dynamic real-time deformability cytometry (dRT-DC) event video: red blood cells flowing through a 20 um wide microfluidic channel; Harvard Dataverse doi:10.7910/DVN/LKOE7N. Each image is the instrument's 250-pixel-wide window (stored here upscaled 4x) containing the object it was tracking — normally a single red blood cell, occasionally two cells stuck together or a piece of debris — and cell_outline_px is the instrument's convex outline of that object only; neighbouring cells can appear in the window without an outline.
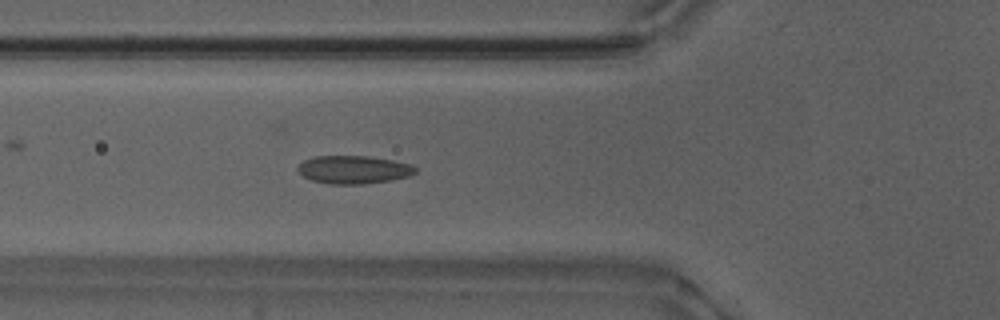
{"species": "Egyptian fruit bat (a non-hibernating species)", "species_latin": "Rousettus aegyptiacus", "temperature_condition": "warm", "stored_images_in_passage": 54, "camera_frame_rate_fps": 3000, "um_per_image_px": 0.085, "animal": {"sex": "male"}, "frame": {"image": 1, "passage_image": 19, "time_ms": 6.0, "image_size_px": [1000, 320], "cell_outline_px": [[416, 172], [408, 176], [392, 180], [364, 184], [328, 184], [312, 180], [304, 176], [296, 168], [304, 160], [312, 156], [368, 156], [392, 160], [412, 164], [416, 168]], "centroid_in_image_um": [30.06, 14.42], "position_along_channel_um": 95.7, "area_um2": 19.25}}
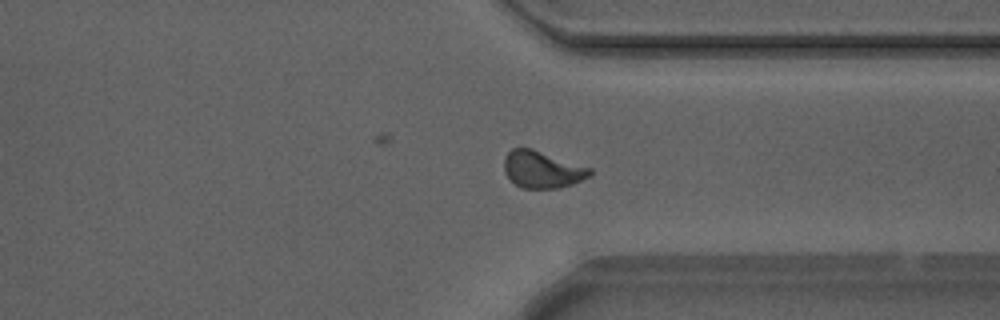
{"frame": {"image": 2, "passage_image": 40, "time_ms": 13.0, "image_size_px": [1000, 320], "cell_outline_px": [[592, 172], [588, 176], [572, 184], [556, 188], [520, 188], [504, 172], [504, 156], [512, 148], [532, 148], [592, 168]], "centroid_in_image_um": [46.07, 14.39], "position_along_channel_um": 365.3, "area_um2": 18.38}}
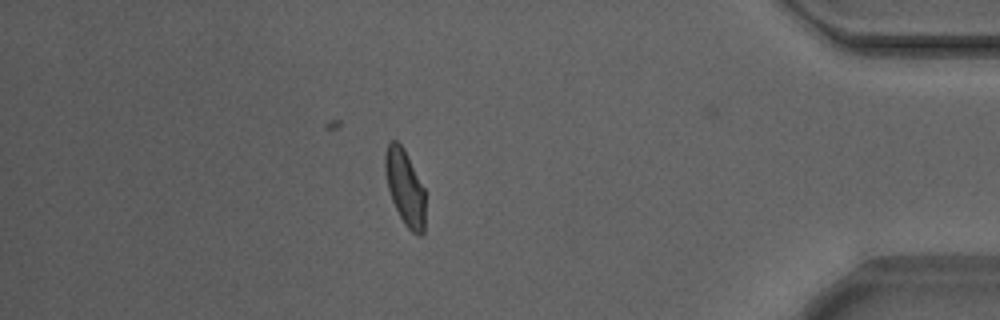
{"frame": {"image": 3, "passage_image": 46, "time_ms": 15.0, "image_size_px": [1000, 320], "cell_outline_px": [[424, 232], [420, 236], [416, 236], [404, 224], [392, 200], [388, 188], [384, 168], [384, 156], [388, 144], [392, 140], [396, 140], [404, 148], [424, 188]], "centroid_in_image_um": [34.42, 15.94], "position_along_channel_um": 400.8, "area_um2": 17.57}, "authors_computed_cell_mechanics": {"area_um2": 18.1781, "velocity_mm_per_s": 3.8524, "shape_relaxation_time_tau1_ms": 6.261, "shape_relaxation_time_tau2_ms": 1.0859, "deformation_change_tau1": 0.1425, "deformation_change_tau2": 0.0492}}